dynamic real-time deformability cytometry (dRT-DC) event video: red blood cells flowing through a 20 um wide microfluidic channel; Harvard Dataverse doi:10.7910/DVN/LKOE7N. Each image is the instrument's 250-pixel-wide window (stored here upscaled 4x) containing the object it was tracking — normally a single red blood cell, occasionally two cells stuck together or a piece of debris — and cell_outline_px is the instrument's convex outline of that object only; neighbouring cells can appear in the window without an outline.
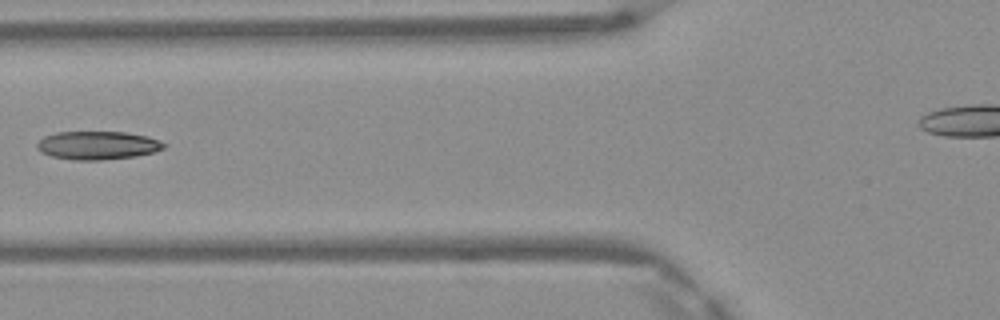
{"species": "Egyptian fruit bat (a non-hibernating species)", "species_latin": "Rousettus aegyptiacus", "temperature_condition": "warm", "stored_images_in_passage": 5, "camera_frame_rate_fps": 3000, "um_per_image_px": 0.085, "frame": {"image": 1, "passage_image": 4, "time_ms": 1.0, "image_size_px": [1000, 320], "cell_outline_px": [[168, 144], [164, 148], [156, 152], [136, 156], [100, 160], [76, 160], [52, 156], [40, 152], [36, 148], [36, 144], [44, 136], [56, 132], [124, 132], [148, 136], [160, 140]], "centroid_in_image_um": [8.32, 12.35], "position_along_channel_um": 117.5, "area_um2": 21.1}}
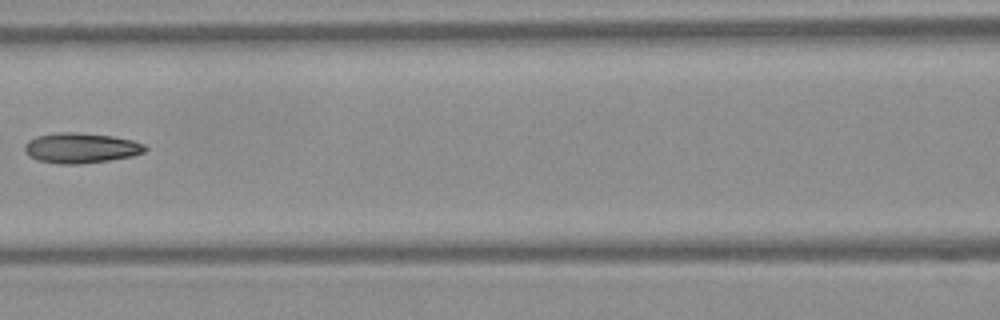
{"frame": {"image": 2, "passage_image": 5, "time_ms": 1.333, "image_size_px": [1000, 320], "cell_outline_px": [[148, 148], [144, 152], [132, 156], [108, 160], [80, 164], [60, 164], [36, 160], [28, 156], [24, 152], [24, 144], [28, 140], [36, 136], [56, 132], [76, 132], [112, 136], [132, 140], [144, 144]], "centroid_in_image_um": [6.83, 12.57], "position_along_channel_um": 159.8, "area_um2": 21.39}}